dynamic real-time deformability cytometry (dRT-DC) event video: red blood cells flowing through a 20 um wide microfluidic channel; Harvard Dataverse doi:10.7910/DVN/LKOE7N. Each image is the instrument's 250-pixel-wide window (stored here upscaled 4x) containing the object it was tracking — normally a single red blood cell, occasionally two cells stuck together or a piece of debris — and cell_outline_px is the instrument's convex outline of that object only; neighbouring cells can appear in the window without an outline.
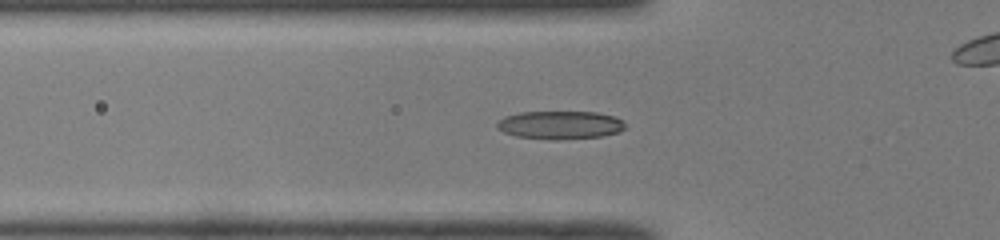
{"species": "common noctule bat (a hibernating species)", "species_latin": "Nyctalus noctula", "temperature_condition": "room temperature", "stored_images_in_passage": 40, "camera_frame_rate_fps": 3000, "um_per_image_px": 0.085, "animal": {"sex": "male", "body_mass_g": 19.0, "forearm_length_mm": 50.8}, "frame": {"image": 1, "passage_image": 6, "time_ms": 1.667, "image_size_px": [1000, 240], "cell_outline_px": [[624, 128], [620, 132], [600, 136], [560, 140], [548, 140], [516, 136], [504, 132], [496, 128], [496, 120], [504, 116], [520, 112], [596, 112], [616, 116], [624, 124]], "centroid_in_image_um": [47.56, 10.63], "position_along_channel_um": 78.2, "area_um2": 21.27}}
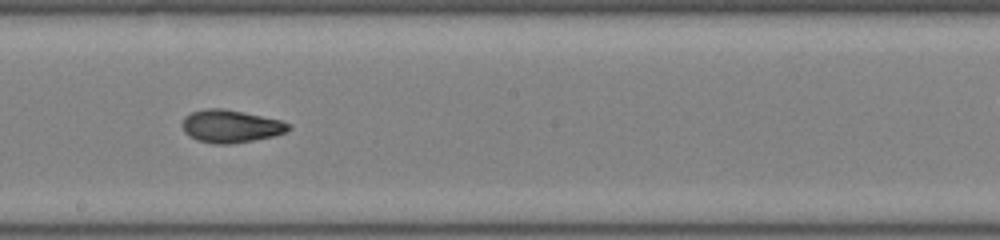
{"frame": {"image": 2, "passage_image": 17, "time_ms": 5.333, "image_size_px": [1000, 240], "cell_outline_px": [[292, 128], [284, 132], [272, 136], [232, 144], [212, 144], [196, 140], [188, 136], [184, 132], [184, 116], [192, 112], [204, 108], [224, 108], [244, 112], [280, 120], [292, 124]], "centroid_in_image_um": [19.6, 10.73], "position_along_channel_um": 228.6, "area_um2": 20.29}}
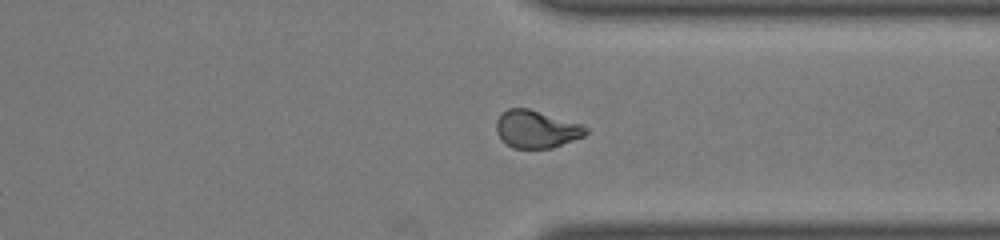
{"frame": {"image": 3, "passage_image": 27, "time_ms": 8.667, "image_size_px": [1000, 240], "cell_outline_px": [[588, 132], [584, 136], [552, 148], [512, 148], [500, 140], [496, 132], [496, 120], [508, 108], [528, 108], [584, 124], [588, 128]], "centroid_in_image_um": [45.6, 10.98], "position_along_channel_um": 365.8, "area_um2": 19.83}, "authors_computed_cell_mechanics": {"area_um2": 19.8254, "velocity_mm_per_s": 4.1013, "shape_relaxation_time_tau1_ms": 7.505, "shape_relaxation_time_tau2_ms": 2.3456, "deformation_change_tau1": 0.2335, "deformation_change_tau2": 0.076}}